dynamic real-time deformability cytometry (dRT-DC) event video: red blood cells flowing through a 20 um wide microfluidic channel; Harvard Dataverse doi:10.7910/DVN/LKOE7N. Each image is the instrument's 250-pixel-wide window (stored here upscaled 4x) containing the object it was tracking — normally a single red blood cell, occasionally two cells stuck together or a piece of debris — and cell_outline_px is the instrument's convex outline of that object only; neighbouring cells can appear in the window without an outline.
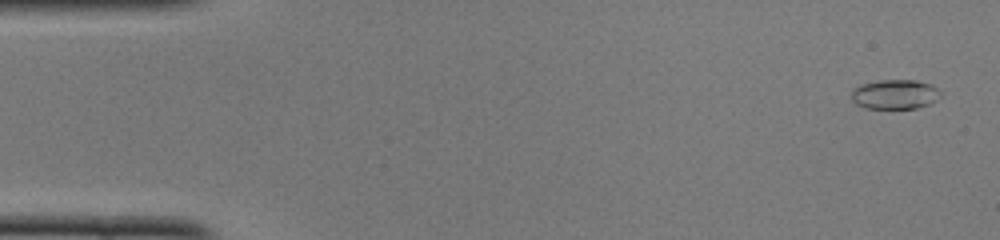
{"species": "common noctule bat (a hibernating species)", "species_latin": "Nyctalus noctula", "temperature_condition": "cold", "stored_images_in_passage": 49, "camera_frame_rate_fps": 3000, "um_per_image_px": 0.085, "animal": {"sex": "female", "body_mass_g": 22.0, "forearm_length_mm": 56.7}, "frame": {"image": 1, "passage_image": 2, "time_ms": 0.333, "image_size_px": [1000, 240], "cell_outline_px": [[940, 96], [936, 100], [928, 104], [916, 108], [864, 108], [856, 104], [852, 100], [852, 92], [860, 84], [880, 80], [916, 80], [932, 84], [940, 92]], "centroid_in_image_um": [76.07, 8.01], "position_along_channel_um": 8.9, "area_um2": 15.26}}
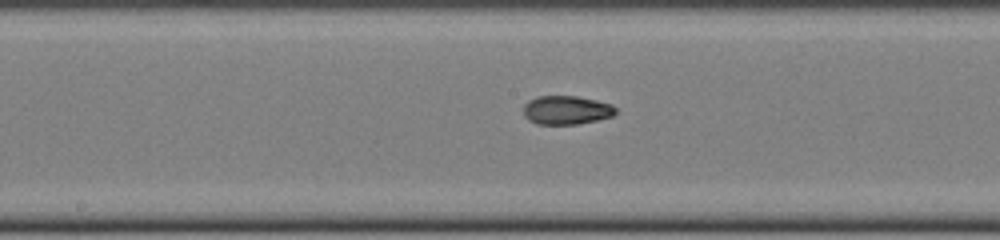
{"frame": {"image": 2, "passage_image": 25, "time_ms": 8.0, "image_size_px": [1000, 240], "cell_outline_px": [[616, 112], [612, 116], [596, 120], [576, 124], [536, 124], [528, 120], [524, 116], [524, 104], [528, 100], [536, 96], [576, 96], [596, 100], [612, 104], [616, 108]], "centroid_in_image_um": [48.12, 9.35], "position_along_channel_um": 200.1, "area_um2": 15.49}}
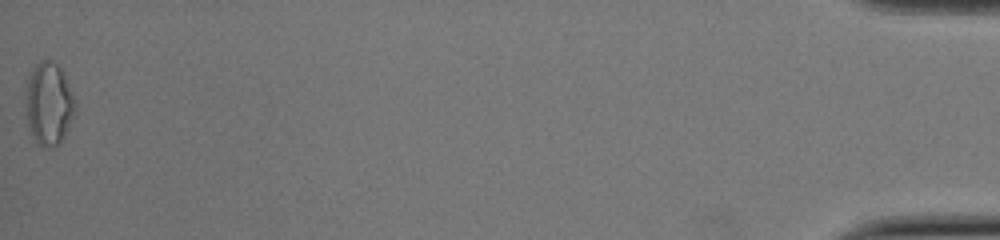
{"frame": {"image": 3, "passage_image": 49, "time_ms": 16.0, "image_size_px": [1000, 240], "cell_outline_px": [[76, 112], [64, 136], [52, 148], [44, 148], [36, 140], [28, 124], [24, 104], [24, 88], [28, 72], [40, 60], [52, 60], [60, 68], [76, 100]], "centroid_in_image_um": [4.12, 8.77], "position_along_channel_um": 431.1, "area_um2": 24.22}, "authors_computed_cell_mechanics": {"area_um2": 15.5482, "velocity_mm_per_s": 4.1218, "shape_relaxation_time_tau1_ms": null, "shape_relaxation_time_tau2_ms": 1.8627, "deformation_change_tau1": null, "deformation_change_tau2": 0.077}}